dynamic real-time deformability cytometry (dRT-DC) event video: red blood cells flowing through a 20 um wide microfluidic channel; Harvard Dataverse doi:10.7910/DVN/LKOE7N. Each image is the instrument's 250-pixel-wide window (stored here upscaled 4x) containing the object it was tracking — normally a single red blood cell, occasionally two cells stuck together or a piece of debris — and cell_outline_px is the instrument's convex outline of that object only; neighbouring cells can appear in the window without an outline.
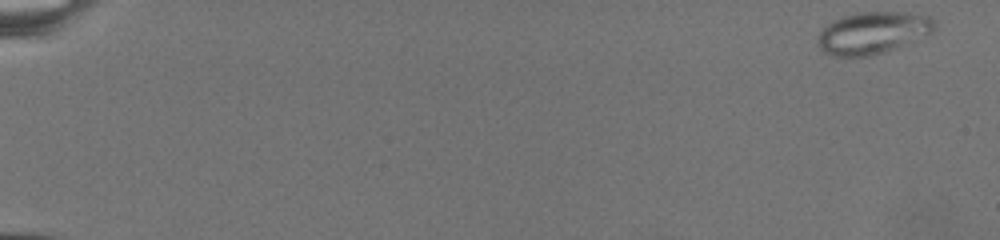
{"species": "common noctule bat (a hibernating species)", "species_latin": "Nyctalus noctula", "temperature_condition": "warm", "stored_images_in_passage": 43, "camera_frame_rate_fps": 3000, "um_per_image_px": 0.085, "animal": {"sex": "female", "body_mass_g": 19.5, "forearm_length_mm": 54.1}, "frame": {"image": 1, "passage_image": 1, "time_ms": 0.0, "image_size_px": [1000, 240], "cell_outline_px": [[936, 28], [932, 32], [884, 52], [868, 56], [836, 56], [820, 52], [816, 44], [816, 40], [820, 32], [828, 24], [844, 16], [860, 12], [904, 12], [928, 16], [936, 24]], "centroid_in_image_um": [74.13, 2.8], "position_along_channel_um": 10.9, "area_um2": 28.26}}
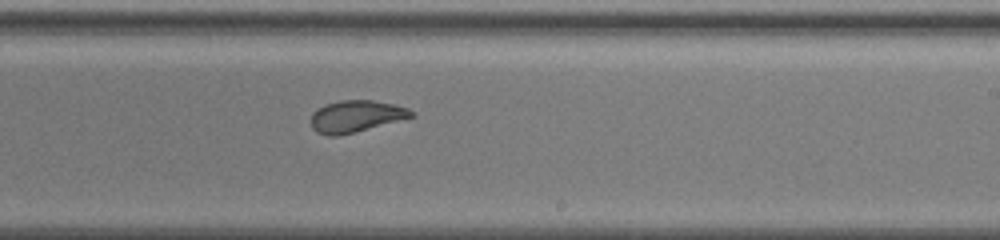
{"frame": {"image": 2, "passage_image": 28, "time_ms": 15.333, "image_size_px": [1000, 240], "cell_outline_px": [[416, 116], [336, 136], [328, 136], [316, 132], [312, 128], [312, 112], [316, 108], [324, 104], [340, 100], [372, 100], [396, 104], [408, 108], [416, 112]], "centroid_in_image_um": [30.26, 9.86], "position_along_channel_um": 258.7, "area_um2": 18.61}}
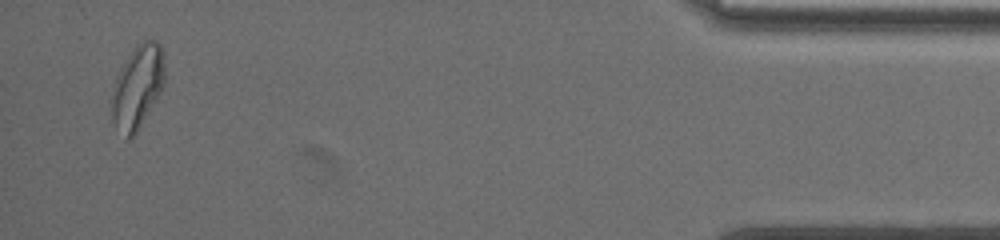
{"frame": {"image": 3, "passage_image": 43, "time_ms": 23.333, "image_size_px": [1000, 240], "cell_outline_px": [[164, 84], [160, 92], [136, 132], [128, 140], [124, 140], [112, 120], [112, 96], [116, 76], [128, 56], [136, 44], [144, 40], [156, 40], [160, 44], [164, 52]], "centroid_in_image_um": [11.69, 7.36], "position_along_channel_um": 423.5, "area_um2": 25.55}}